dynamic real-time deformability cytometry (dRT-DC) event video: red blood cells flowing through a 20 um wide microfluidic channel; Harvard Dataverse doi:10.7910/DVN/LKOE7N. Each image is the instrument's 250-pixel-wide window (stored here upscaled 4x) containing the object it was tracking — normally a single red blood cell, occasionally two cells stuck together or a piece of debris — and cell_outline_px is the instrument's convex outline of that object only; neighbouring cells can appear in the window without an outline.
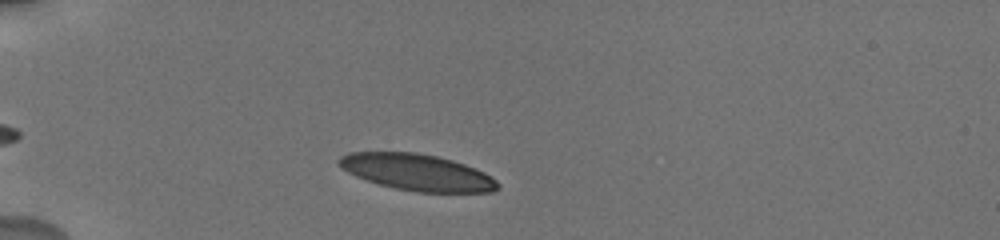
{"species": "human", "species_latin": "Homo sapiens", "temperature_condition": "cold", "stored_images_in_passage": 6, "camera_frame_rate_fps": 3000, "um_per_image_px": 0.085, "donor": {"sex": "male"}, "frame": {"image": 1, "passage_image": 2, "time_ms": 0.667, "image_size_px": [1000, 240], "cell_outline_px": [[500, 188], [492, 192], [416, 192], [396, 188], [380, 184], [356, 176], [340, 168], [336, 160], [340, 156], [348, 152], [416, 152], [436, 156], [452, 160], [464, 164], [484, 172], [496, 180], [500, 184]], "centroid_in_image_um": [35.44, 14.64], "position_along_channel_um": 49.6, "area_um2": 33.7}}
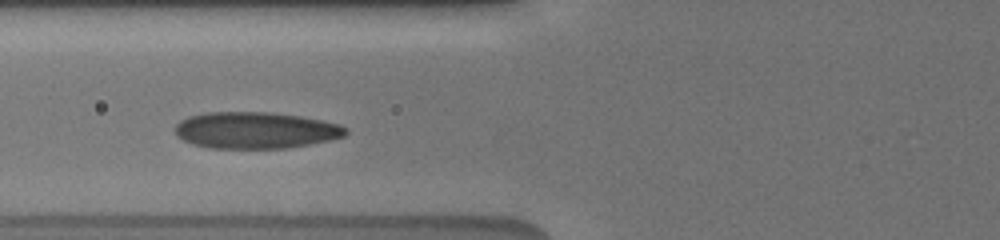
{"frame": {"image": 2, "passage_image": 5, "time_ms": 3.0, "image_size_px": [1000, 240], "cell_outline_px": [[348, 132], [344, 136], [332, 140], [284, 148], [212, 148], [192, 144], [176, 136], [176, 124], [180, 120], [188, 116], [208, 112], [268, 112], [300, 116], [324, 120], [340, 124], [348, 128]], "centroid_in_image_um": [21.74, 11.06], "position_along_channel_um": 104.1, "area_um2": 36.47}}